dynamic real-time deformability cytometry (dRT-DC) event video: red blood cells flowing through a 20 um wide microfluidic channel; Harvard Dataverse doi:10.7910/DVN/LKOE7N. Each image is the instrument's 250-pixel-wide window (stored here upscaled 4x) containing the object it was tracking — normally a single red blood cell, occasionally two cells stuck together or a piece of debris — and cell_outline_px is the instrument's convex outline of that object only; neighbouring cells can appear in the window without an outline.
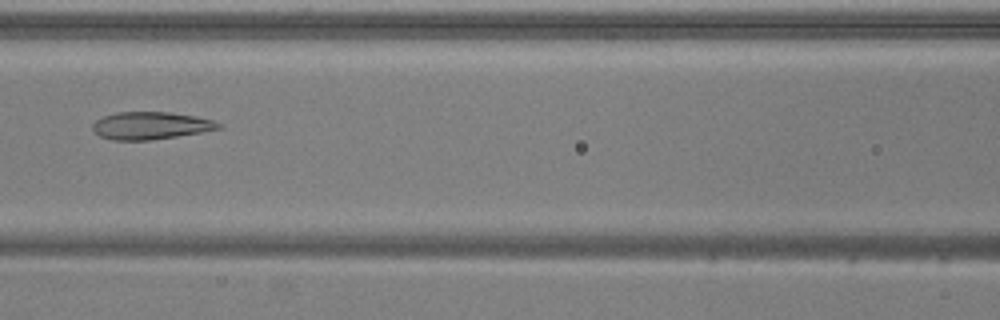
{"species": "common noctule bat (a hibernating species)", "species_latin": "Nyctalus noctula", "temperature_condition": "warm", "stored_images_in_passage": 51, "camera_frame_rate_fps": 3000, "um_per_image_px": 0.085, "animal": {"sex": "male", "body_mass_g": 20.5, "forearm_length_mm": 52.5}, "frame": {"image": 1, "passage_image": 22, "time_ms": 7.0, "image_size_px": [1000, 320], "cell_outline_px": [[224, 128], [176, 136], [148, 140], [112, 140], [100, 136], [92, 132], [92, 124], [96, 120], [104, 116], [116, 112], [168, 112], [192, 116], [212, 120], [224, 124]], "centroid_in_image_um": [12.78, 10.68], "position_along_channel_um": 153.8, "area_um2": 20.11}}
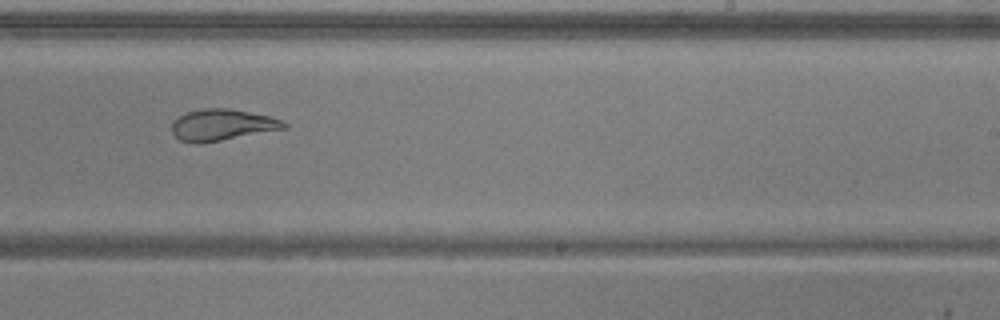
{"frame": {"image": 2, "passage_image": 31, "time_ms": 10.0, "image_size_px": [1000, 320], "cell_outline_px": [[288, 128], [200, 144], [196, 144], [180, 140], [172, 132], [172, 124], [180, 116], [188, 112], [204, 108], [228, 108], [272, 116], [288, 124]], "centroid_in_image_um": [18.91, 10.62], "position_along_channel_um": 270.1, "area_um2": 20.46}}
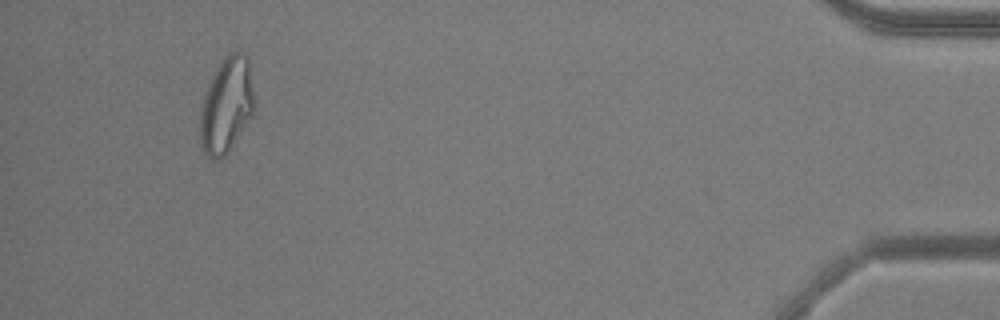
{"frame": {"image": 3, "passage_image": 48, "time_ms": 15.667, "image_size_px": [1000, 320], "cell_outline_px": [[256, 108], [252, 116], [228, 152], [220, 160], [212, 160], [204, 152], [200, 140], [200, 104], [216, 68], [224, 56], [228, 52], [236, 48], [248, 56]], "centroid_in_image_um": [19.27, 8.91], "position_along_channel_um": 415.9, "area_um2": 30.75}, "authors_computed_cell_mechanics": {"area_um2": 26.01, "velocity_mm_per_s": 3.8936, "shape_relaxation_time_tau1_ms": null, "shape_relaxation_time_tau2_ms": 1.7196, "deformation_change_tau1": null, "deformation_change_tau2": 0.0802}}